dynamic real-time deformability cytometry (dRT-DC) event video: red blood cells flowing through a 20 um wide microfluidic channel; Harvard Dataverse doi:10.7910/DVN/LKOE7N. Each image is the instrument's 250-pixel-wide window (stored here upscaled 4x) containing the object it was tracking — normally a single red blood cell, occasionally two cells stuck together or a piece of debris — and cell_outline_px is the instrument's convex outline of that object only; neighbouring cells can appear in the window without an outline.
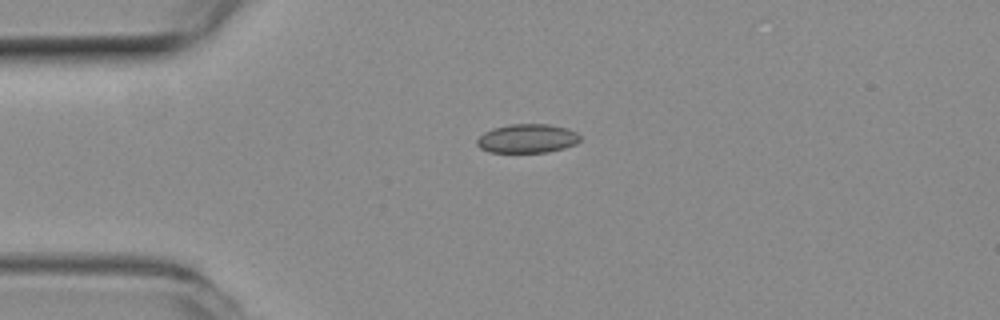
{"species": "common noctule bat (a hibernating species)", "species_latin": "Nyctalus noctula", "temperature_condition": "room temperature", "stored_images_in_passage": 41, "camera_frame_rate_fps": 3000, "um_per_image_px": 0.085, "animal": {"sex": "female", "body_mass_g": 19.3, "forearm_length_mm": 54.1}, "frame": {"image": 1, "passage_image": 1, "time_ms": 0.0, "image_size_px": [1000, 320], "cell_outline_px": [[580, 140], [576, 144], [564, 148], [548, 152], [488, 152], [480, 148], [476, 144], [476, 140], [484, 132], [492, 128], [508, 124], [548, 124], [568, 128], [576, 132], [580, 136]], "centroid_in_image_um": [44.81, 11.77], "position_along_channel_um": 40.2, "area_um2": 17.51}}
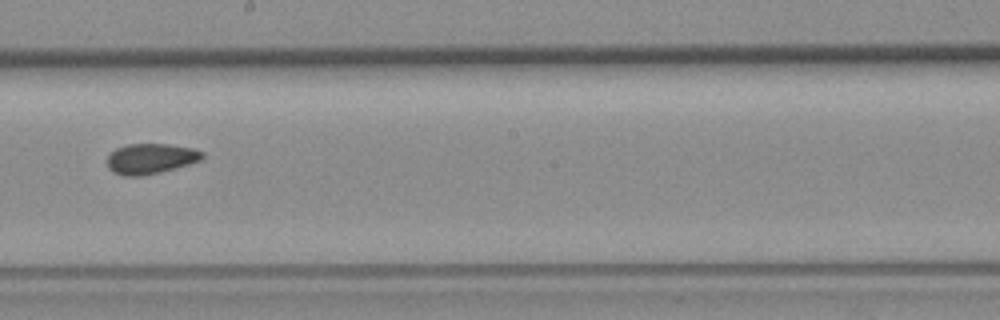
{"frame": {"image": 2, "passage_image": 18, "time_ms": 5.667, "image_size_px": [1000, 320], "cell_outline_px": [[204, 156], [200, 160], [176, 168], [144, 176], [124, 176], [112, 172], [108, 168], [108, 156], [116, 148], [128, 144], [168, 144], [192, 148], [204, 152]], "centroid_in_image_um": [12.79, 13.49], "position_along_channel_um": 235.4, "area_um2": 16.82}}
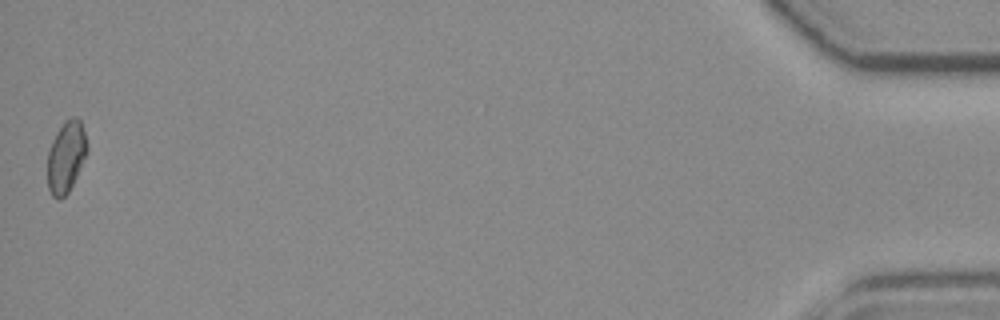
{"frame": {"image": 3, "passage_image": 41, "time_ms": 13.333, "image_size_px": [1000, 320], "cell_outline_px": [[88, 152], [68, 192], [60, 200], [56, 200], [52, 196], [48, 188], [48, 152], [52, 140], [56, 132], [64, 120], [72, 116], [76, 116], [80, 120], [84, 132], [88, 148]], "centroid_in_image_um": [5.61, 13.31], "position_along_channel_um": 429.6, "area_um2": 16.53}}